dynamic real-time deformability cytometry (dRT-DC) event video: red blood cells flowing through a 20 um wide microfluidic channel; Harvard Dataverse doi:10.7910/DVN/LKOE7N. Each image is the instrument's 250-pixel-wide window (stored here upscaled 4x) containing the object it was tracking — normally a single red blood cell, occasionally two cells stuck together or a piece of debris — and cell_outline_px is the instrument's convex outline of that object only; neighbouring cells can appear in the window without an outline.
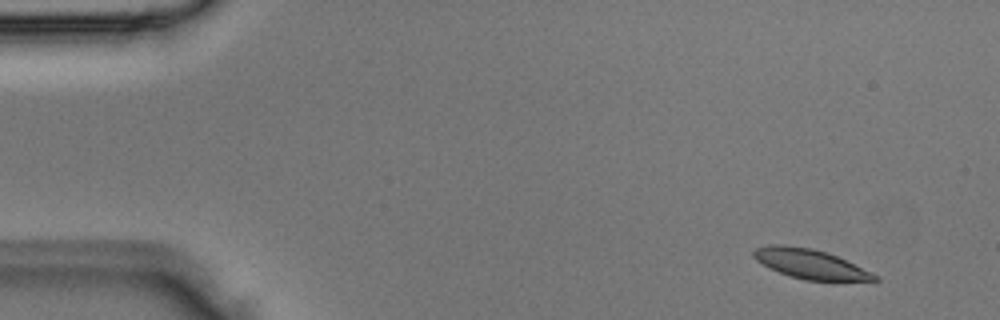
{"species": "Egyptian fruit bat (a non-hibernating species)", "species_latin": "Rousettus aegyptiacus", "temperature_condition": "room temperature", "stored_images_in_passage": 4, "camera_frame_rate_fps": 3000, "um_per_image_px": 0.085, "animal": {"sex": "male"}, "frame": {"image": 1, "passage_image": 1, "time_ms": 0.0, "image_size_px": [1000, 320], "cell_outline_px": [[880, 280], [804, 280], [768, 268], [756, 260], [752, 256], [752, 252], [756, 248], [772, 244], [784, 244], [812, 248], [828, 252], [872, 272], [880, 276]], "centroid_in_image_um": [68.85, 22.41], "position_along_channel_um": 16.2, "area_um2": 20.75}}